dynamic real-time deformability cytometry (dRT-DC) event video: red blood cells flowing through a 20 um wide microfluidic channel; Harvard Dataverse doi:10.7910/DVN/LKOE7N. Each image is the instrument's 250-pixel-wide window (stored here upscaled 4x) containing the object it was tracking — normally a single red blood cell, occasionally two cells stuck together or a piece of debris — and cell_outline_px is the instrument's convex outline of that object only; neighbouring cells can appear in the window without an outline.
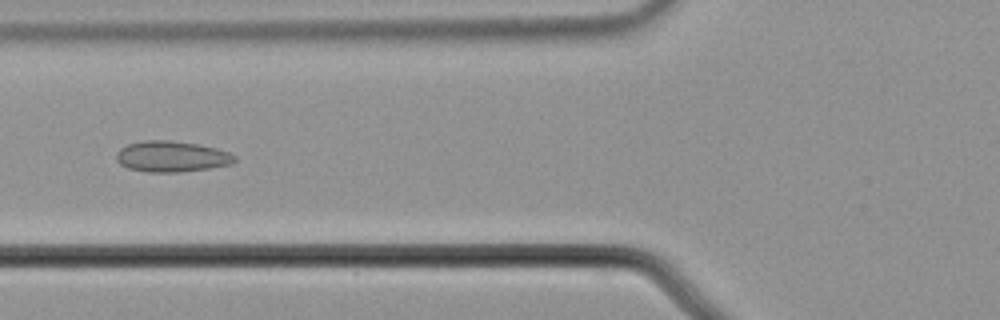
{"species": "common noctule bat (a hibernating species)", "species_latin": "Nyctalus noctula", "temperature_condition": "cold", "stored_images_in_passage": 47, "camera_frame_rate_fps": 3000, "um_per_image_px": 0.085, "animal": {"sex": "male", "body_mass_g": 21.5, "forearm_length_mm": 52.0}, "frame": {"image": 1, "passage_image": 17, "time_ms": 5.333, "image_size_px": [1000, 320], "cell_outline_px": [[236, 160], [232, 164], [208, 168], [180, 172], [148, 172], [128, 168], [120, 164], [116, 160], [116, 152], [120, 148], [128, 144], [144, 140], [168, 140], [200, 144], [216, 148], [228, 152], [236, 156]], "centroid_in_image_um": [14.58, 13.3], "position_along_channel_um": 111.2, "area_um2": 21.39}}
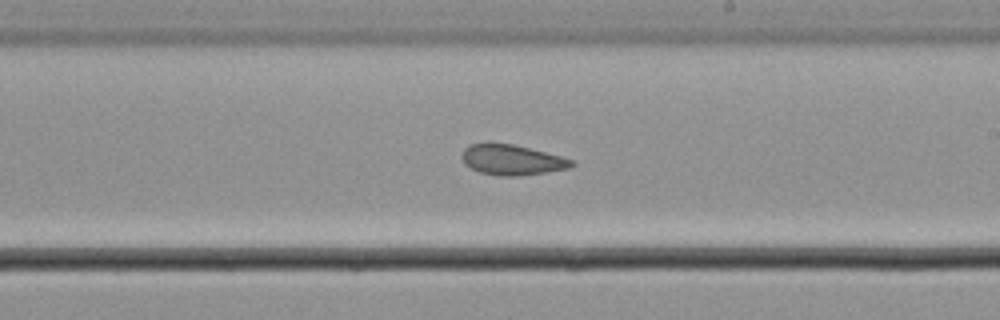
{"frame": {"image": 2, "passage_image": 28, "time_ms": 9.0, "image_size_px": [1000, 320], "cell_outline_px": [[576, 164], [568, 168], [520, 176], [496, 176], [480, 172], [464, 164], [460, 156], [464, 148], [468, 144], [512, 144], [560, 156], [572, 160]], "centroid_in_image_um": [43.47, 13.6], "position_along_channel_um": 245.5, "area_um2": 19.13}}
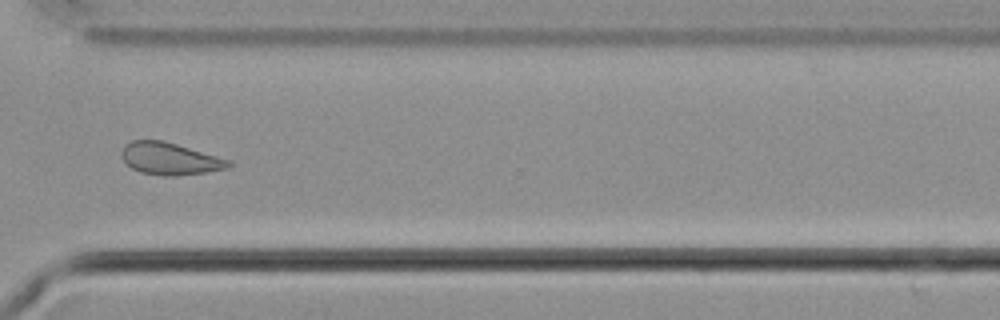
{"frame": {"image": 3, "passage_image": 37, "time_ms": 12.0, "image_size_px": [1000, 320], "cell_outline_px": [[232, 164], [228, 168], [208, 172], [176, 176], [164, 176], [140, 172], [132, 168], [120, 156], [120, 152], [124, 144], [132, 140], [164, 140], [232, 160]], "centroid_in_image_um": [14.45, 13.48], "position_along_channel_um": 356.2, "area_um2": 20.35}, "authors_computed_cell_mechanics": {"area_um2": 20.9814, "velocity_mm_per_s": 3.6667, "shape_relaxation_time_tau1_ms": null, "shape_relaxation_time_tau2_ms": 3.3361, "deformation_change_tau1": null, "deformation_change_tau2": 0.0966}}